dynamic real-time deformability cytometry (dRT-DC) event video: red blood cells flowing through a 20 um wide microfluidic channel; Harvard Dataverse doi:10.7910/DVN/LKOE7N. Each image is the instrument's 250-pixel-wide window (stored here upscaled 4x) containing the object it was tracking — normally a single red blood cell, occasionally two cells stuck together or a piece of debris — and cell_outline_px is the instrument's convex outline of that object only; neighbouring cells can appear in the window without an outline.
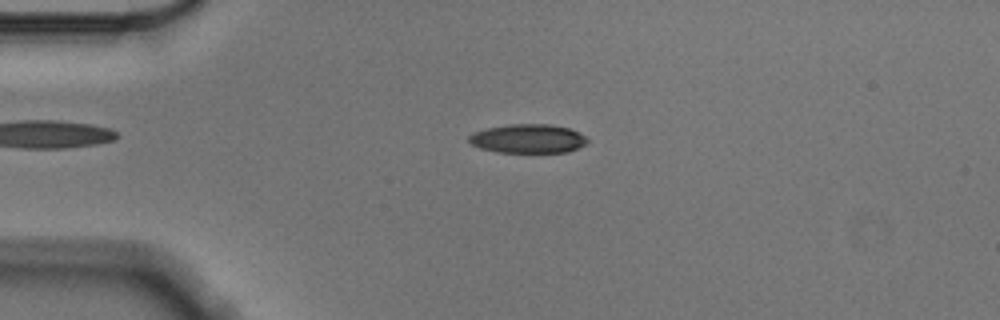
{"species": "Egyptian fruit bat (a non-hibernating species)", "species_latin": "Rousettus aegyptiacus", "temperature_condition": "cold", "stored_images_in_passage": 56, "camera_frame_rate_fps": 3000, "um_per_image_px": 0.085, "animal": {"sex": "male"}, "frame": {"image": 1, "passage_image": 13, "time_ms": 4.0, "image_size_px": [1000, 320], "cell_outline_px": [[588, 140], [584, 144], [568, 152], [496, 152], [480, 148], [472, 144], [468, 140], [468, 136], [476, 132], [488, 128], [508, 124], [548, 124], [568, 128], [580, 132]], "centroid_in_image_um": [44.87, 11.78], "position_along_channel_um": 40.1, "area_um2": 19.77}}
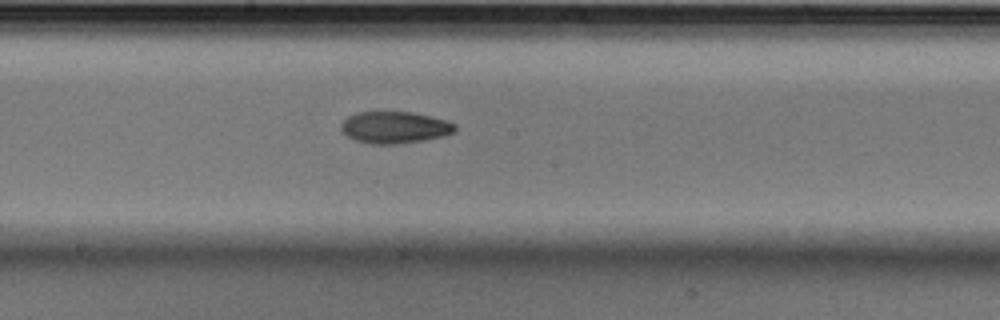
{"frame": {"image": 2, "passage_image": 30, "time_ms": 9.667, "image_size_px": [1000, 320], "cell_outline_px": [[456, 132], [444, 136], [424, 140], [396, 144], [372, 144], [352, 140], [340, 128], [340, 124], [348, 116], [356, 112], [412, 112], [448, 120], [456, 124]], "centroid_in_image_um": [33.56, 10.83], "position_along_channel_um": 214.6, "area_um2": 21.33}}
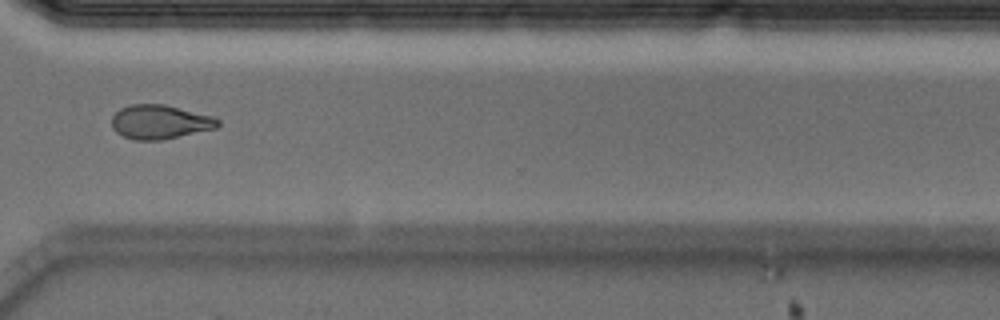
{"frame": {"image": 3, "passage_image": 42, "time_ms": 13.667, "image_size_px": [1000, 320], "cell_outline_px": [[220, 124], [216, 128], [160, 140], [136, 140], [124, 136], [116, 132], [112, 128], [112, 116], [120, 108], [132, 104], [164, 104], [212, 116], [220, 120]], "centroid_in_image_um": [13.57, 10.36], "position_along_channel_um": 357.0, "area_um2": 20.92}, "authors_computed_cell_mechanics": {"area_um2": 20.8947, "velocity_mm_per_s": 3.566, "shape_relaxation_time_tau1_ms": 7.4781, "shape_relaxation_time_tau2_ms": 4.2502, "deformation_change_tau1": 0.1651, "deformation_change_tau2": 0.0988}}